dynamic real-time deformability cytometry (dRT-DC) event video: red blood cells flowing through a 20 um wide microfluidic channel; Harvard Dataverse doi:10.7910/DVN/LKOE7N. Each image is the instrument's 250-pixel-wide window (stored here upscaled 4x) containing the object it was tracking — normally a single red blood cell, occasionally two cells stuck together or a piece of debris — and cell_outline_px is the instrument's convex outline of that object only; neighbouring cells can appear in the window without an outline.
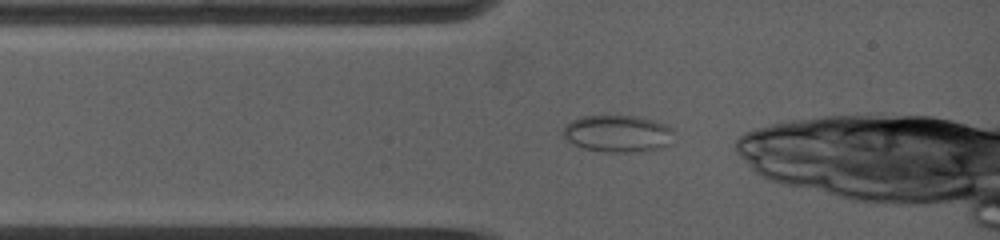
{"species": "common noctule bat (a hibernating species)", "species_latin": "Nyctalus noctula", "temperature_condition": "warm", "stored_images_in_passage": 24, "camera_frame_rate_fps": 5000, "um_per_image_px": 0.085, "animal": {"sex": "female", "body_mass_g": 19.0, "forearm_length_mm": 53.3}, "frame": {"image": 1, "passage_image": 1, "time_ms": 0.0, "image_size_px": [1000, 240], "cell_outline_px": [[672, 132], [668, 144], [664, 148], [644, 152], [604, 152], [584, 148], [572, 144], [564, 136], [564, 128], [572, 120], [580, 116], [640, 116], [656, 120], [672, 128]], "centroid_in_image_um": [52.53, 11.36], "position_along_channel_um": 32.5, "area_um2": 23.99}}
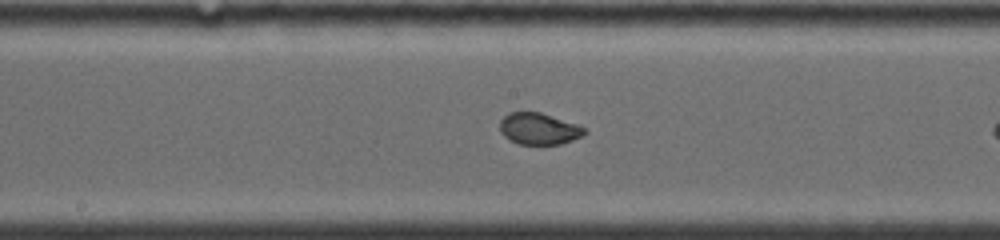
{"frame": {"image": 2, "passage_image": 11, "time_ms": 4.4, "image_size_px": [1000, 240], "cell_outline_px": [[588, 132], [572, 140], [560, 144], [520, 144], [508, 140], [500, 132], [500, 120], [508, 112], [540, 112], [580, 124]], "centroid_in_image_um": [45.8, 10.93], "position_along_channel_um": 202.4, "area_um2": 15.72}}